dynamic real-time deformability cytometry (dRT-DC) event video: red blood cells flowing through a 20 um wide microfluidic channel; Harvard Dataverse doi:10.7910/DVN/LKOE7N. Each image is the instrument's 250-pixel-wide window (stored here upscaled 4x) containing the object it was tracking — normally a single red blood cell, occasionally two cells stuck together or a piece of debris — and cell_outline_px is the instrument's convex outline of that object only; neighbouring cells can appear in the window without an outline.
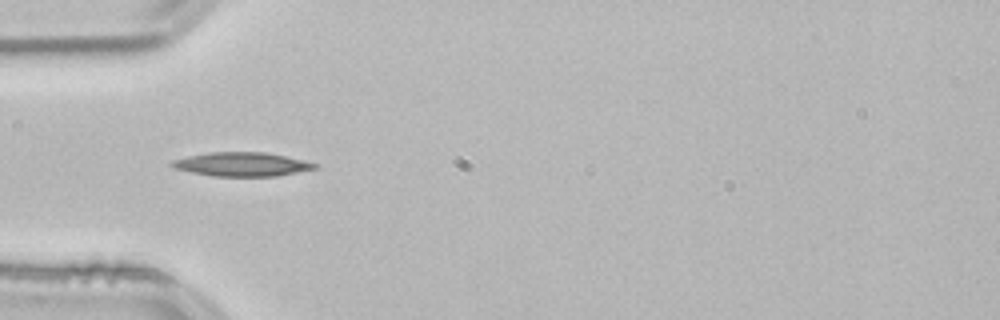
{"species": "common noctule bat (a hibernating species)", "species_latin": "Nyctalus noctula", "temperature_condition": "room temperature", "stored_images_in_passage": 49, "camera_frame_rate_fps": 3000, "um_per_image_px": 0.085, "animal": {"sex": "male", "body_mass_g": 21.5, "forearm_length_mm": 52.0}, "frame": {"image": 1, "passage_image": 15, "time_ms": 4.667, "image_size_px": [1000, 320], "cell_outline_px": [[320, 164], [316, 168], [276, 176], [212, 176], [192, 172], [176, 168], [168, 164], [172, 160], [188, 156], [208, 152], [264, 152], [304, 160]], "centroid_in_image_um": [20.55, 13.96], "position_along_channel_um": 64.5, "area_um2": 19.77}}